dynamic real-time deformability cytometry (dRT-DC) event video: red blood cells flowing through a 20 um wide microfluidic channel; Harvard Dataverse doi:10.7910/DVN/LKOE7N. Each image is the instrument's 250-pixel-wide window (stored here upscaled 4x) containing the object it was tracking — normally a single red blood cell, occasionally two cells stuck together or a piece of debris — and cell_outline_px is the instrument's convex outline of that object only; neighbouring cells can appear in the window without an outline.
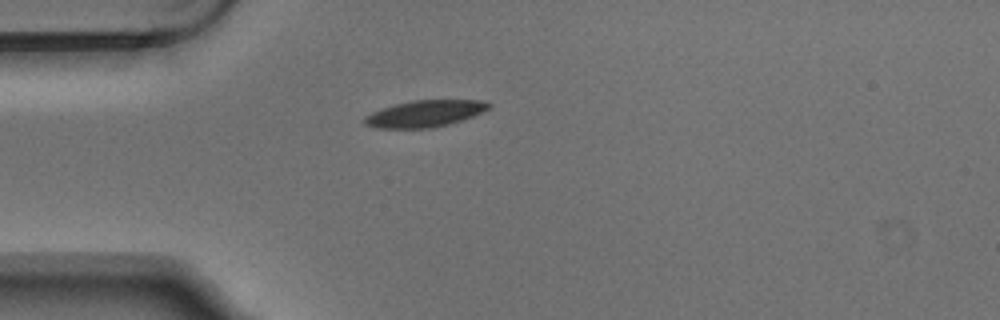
{"species": "Egyptian fruit bat (a non-hibernating species)", "species_latin": "Rousettus aegyptiacus", "temperature_condition": "warm", "stored_images_in_passage": 2, "camera_frame_rate_fps": 3000, "um_per_image_px": 0.085, "animal": {"sex": "male"}, "frame": {"image": 1, "passage_image": 1, "time_ms": 0.0, "image_size_px": [1000, 320], "cell_outline_px": [[492, 104], [488, 108], [472, 116], [448, 124], [428, 128], [376, 128], [364, 124], [364, 116], [372, 112], [396, 104], [412, 100], [484, 100]], "centroid_in_image_um": [36.09, 9.65], "position_along_channel_um": 48.9, "area_um2": 19.02}}